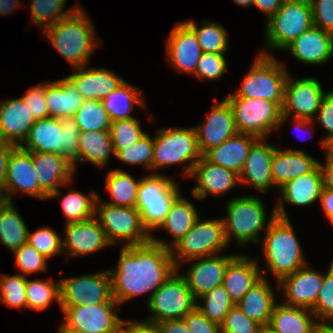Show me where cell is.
Segmentation results:
<instances>
[{"mask_svg": "<svg viewBox=\"0 0 333 333\" xmlns=\"http://www.w3.org/2000/svg\"><path fill=\"white\" fill-rule=\"evenodd\" d=\"M311 311L318 322H333V260L328 272L323 274L322 286Z\"/></svg>", "mask_w": 333, "mask_h": 333, "instance_id": "51", "label": "cell"}, {"mask_svg": "<svg viewBox=\"0 0 333 333\" xmlns=\"http://www.w3.org/2000/svg\"><path fill=\"white\" fill-rule=\"evenodd\" d=\"M132 333H158L154 326L132 320Z\"/></svg>", "mask_w": 333, "mask_h": 333, "instance_id": "66", "label": "cell"}, {"mask_svg": "<svg viewBox=\"0 0 333 333\" xmlns=\"http://www.w3.org/2000/svg\"><path fill=\"white\" fill-rule=\"evenodd\" d=\"M20 0H0V15H9L17 6L21 5Z\"/></svg>", "mask_w": 333, "mask_h": 333, "instance_id": "65", "label": "cell"}, {"mask_svg": "<svg viewBox=\"0 0 333 333\" xmlns=\"http://www.w3.org/2000/svg\"><path fill=\"white\" fill-rule=\"evenodd\" d=\"M26 300L27 308L36 311L47 309L56 299L60 302V281L48 280H29L26 278Z\"/></svg>", "mask_w": 333, "mask_h": 333, "instance_id": "45", "label": "cell"}, {"mask_svg": "<svg viewBox=\"0 0 333 333\" xmlns=\"http://www.w3.org/2000/svg\"><path fill=\"white\" fill-rule=\"evenodd\" d=\"M264 140V138H258L252 144L239 174L241 184L252 185L257 191L263 193L274 186L271 161L276 149V145L266 143Z\"/></svg>", "mask_w": 333, "mask_h": 333, "instance_id": "25", "label": "cell"}, {"mask_svg": "<svg viewBox=\"0 0 333 333\" xmlns=\"http://www.w3.org/2000/svg\"><path fill=\"white\" fill-rule=\"evenodd\" d=\"M139 119L112 121L110 126L113 150H124L136 144L146 132L142 130Z\"/></svg>", "mask_w": 333, "mask_h": 333, "instance_id": "48", "label": "cell"}, {"mask_svg": "<svg viewBox=\"0 0 333 333\" xmlns=\"http://www.w3.org/2000/svg\"><path fill=\"white\" fill-rule=\"evenodd\" d=\"M45 96L49 117L58 119L73 117L84 100L66 77L46 82Z\"/></svg>", "mask_w": 333, "mask_h": 333, "instance_id": "33", "label": "cell"}, {"mask_svg": "<svg viewBox=\"0 0 333 333\" xmlns=\"http://www.w3.org/2000/svg\"><path fill=\"white\" fill-rule=\"evenodd\" d=\"M105 182L104 190L110 192L109 194L113 201L104 202L122 207L136 208L140 179L135 180L131 174L123 170L111 169L105 176Z\"/></svg>", "mask_w": 333, "mask_h": 333, "instance_id": "39", "label": "cell"}, {"mask_svg": "<svg viewBox=\"0 0 333 333\" xmlns=\"http://www.w3.org/2000/svg\"><path fill=\"white\" fill-rule=\"evenodd\" d=\"M58 329H59V331H58L59 333H82L80 331H76L74 329L67 327L64 323L61 324L60 328H58Z\"/></svg>", "mask_w": 333, "mask_h": 333, "instance_id": "71", "label": "cell"}, {"mask_svg": "<svg viewBox=\"0 0 333 333\" xmlns=\"http://www.w3.org/2000/svg\"><path fill=\"white\" fill-rule=\"evenodd\" d=\"M313 26L333 34V0H309Z\"/></svg>", "mask_w": 333, "mask_h": 333, "instance_id": "57", "label": "cell"}, {"mask_svg": "<svg viewBox=\"0 0 333 333\" xmlns=\"http://www.w3.org/2000/svg\"><path fill=\"white\" fill-rule=\"evenodd\" d=\"M19 191L40 200L48 199V196L39 187L31 151L17 146L12 151L7 166V201L12 202V195Z\"/></svg>", "mask_w": 333, "mask_h": 333, "instance_id": "20", "label": "cell"}, {"mask_svg": "<svg viewBox=\"0 0 333 333\" xmlns=\"http://www.w3.org/2000/svg\"><path fill=\"white\" fill-rule=\"evenodd\" d=\"M256 333H275L269 325L261 326Z\"/></svg>", "mask_w": 333, "mask_h": 333, "instance_id": "73", "label": "cell"}, {"mask_svg": "<svg viewBox=\"0 0 333 333\" xmlns=\"http://www.w3.org/2000/svg\"><path fill=\"white\" fill-rule=\"evenodd\" d=\"M325 94L320 81L315 77L292 79L288 74L278 128L286 124L292 113L295 118L313 120Z\"/></svg>", "mask_w": 333, "mask_h": 333, "instance_id": "14", "label": "cell"}, {"mask_svg": "<svg viewBox=\"0 0 333 333\" xmlns=\"http://www.w3.org/2000/svg\"><path fill=\"white\" fill-rule=\"evenodd\" d=\"M166 40L167 60L171 66L186 74L195 75L202 55L195 32L184 22H178Z\"/></svg>", "mask_w": 333, "mask_h": 333, "instance_id": "18", "label": "cell"}, {"mask_svg": "<svg viewBox=\"0 0 333 333\" xmlns=\"http://www.w3.org/2000/svg\"><path fill=\"white\" fill-rule=\"evenodd\" d=\"M184 22L195 32L202 52H227L229 48L228 35L225 28L221 25L218 23H212L208 20H203L200 23L201 25H198L193 20L188 19Z\"/></svg>", "mask_w": 333, "mask_h": 333, "instance_id": "42", "label": "cell"}, {"mask_svg": "<svg viewBox=\"0 0 333 333\" xmlns=\"http://www.w3.org/2000/svg\"><path fill=\"white\" fill-rule=\"evenodd\" d=\"M264 235L260 241L267 267L262 272L264 278L270 270L278 284L284 277L309 264L289 219L275 217L264 230Z\"/></svg>", "mask_w": 333, "mask_h": 333, "instance_id": "3", "label": "cell"}, {"mask_svg": "<svg viewBox=\"0 0 333 333\" xmlns=\"http://www.w3.org/2000/svg\"><path fill=\"white\" fill-rule=\"evenodd\" d=\"M199 216L200 215L198 214L194 204L187 199L182 198L180 194L173 201L167 216L157 228L165 229L170 236H173L174 240H172V243H168L151 235V241L170 250L189 232L190 228L194 225Z\"/></svg>", "mask_w": 333, "mask_h": 333, "instance_id": "31", "label": "cell"}, {"mask_svg": "<svg viewBox=\"0 0 333 333\" xmlns=\"http://www.w3.org/2000/svg\"><path fill=\"white\" fill-rule=\"evenodd\" d=\"M313 333H333V322H318Z\"/></svg>", "mask_w": 333, "mask_h": 333, "instance_id": "68", "label": "cell"}, {"mask_svg": "<svg viewBox=\"0 0 333 333\" xmlns=\"http://www.w3.org/2000/svg\"><path fill=\"white\" fill-rule=\"evenodd\" d=\"M31 158L39 187L48 197L61 186H68L76 173L72 162L61 154L31 152Z\"/></svg>", "mask_w": 333, "mask_h": 333, "instance_id": "24", "label": "cell"}, {"mask_svg": "<svg viewBox=\"0 0 333 333\" xmlns=\"http://www.w3.org/2000/svg\"><path fill=\"white\" fill-rule=\"evenodd\" d=\"M111 155H115L110 131L80 132L78 142V162H90L97 167H105Z\"/></svg>", "mask_w": 333, "mask_h": 333, "instance_id": "37", "label": "cell"}, {"mask_svg": "<svg viewBox=\"0 0 333 333\" xmlns=\"http://www.w3.org/2000/svg\"><path fill=\"white\" fill-rule=\"evenodd\" d=\"M20 147L26 151L56 153L63 156L60 119L48 117L36 120Z\"/></svg>", "mask_w": 333, "mask_h": 333, "instance_id": "34", "label": "cell"}, {"mask_svg": "<svg viewBox=\"0 0 333 333\" xmlns=\"http://www.w3.org/2000/svg\"><path fill=\"white\" fill-rule=\"evenodd\" d=\"M6 202H7L6 196L0 193V209L5 205Z\"/></svg>", "mask_w": 333, "mask_h": 333, "instance_id": "74", "label": "cell"}, {"mask_svg": "<svg viewBox=\"0 0 333 333\" xmlns=\"http://www.w3.org/2000/svg\"><path fill=\"white\" fill-rule=\"evenodd\" d=\"M17 145L7 142H0V193L6 196L7 166L12 151Z\"/></svg>", "mask_w": 333, "mask_h": 333, "instance_id": "60", "label": "cell"}, {"mask_svg": "<svg viewBox=\"0 0 333 333\" xmlns=\"http://www.w3.org/2000/svg\"><path fill=\"white\" fill-rule=\"evenodd\" d=\"M323 147L326 150V161H333V136L323 140Z\"/></svg>", "mask_w": 333, "mask_h": 333, "instance_id": "67", "label": "cell"}, {"mask_svg": "<svg viewBox=\"0 0 333 333\" xmlns=\"http://www.w3.org/2000/svg\"><path fill=\"white\" fill-rule=\"evenodd\" d=\"M154 138L147 133L134 145L124 150H114L117 159L128 164L143 165L152 171Z\"/></svg>", "mask_w": 333, "mask_h": 333, "instance_id": "49", "label": "cell"}, {"mask_svg": "<svg viewBox=\"0 0 333 333\" xmlns=\"http://www.w3.org/2000/svg\"><path fill=\"white\" fill-rule=\"evenodd\" d=\"M319 166L322 173L323 179V188H329L333 190V161H326L325 164H322L319 161Z\"/></svg>", "mask_w": 333, "mask_h": 333, "instance_id": "64", "label": "cell"}, {"mask_svg": "<svg viewBox=\"0 0 333 333\" xmlns=\"http://www.w3.org/2000/svg\"><path fill=\"white\" fill-rule=\"evenodd\" d=\"M35 121L21 97L0 102V142L20 146Z\"/></svg>", "mask_w": 333, "mask_h": 333, "instance_id": "28", "label": "cell"}, {"mask_svg": "<svg viewBox=\"0 0 333 333\" xmlns=\"http://www.w3.org/2000/svg\"><path fill=\"white\" fill-rule=\"evenodd\" d=\"M320 202L322 209L325 212V216L333 225V190L329 188H323Z\"/></svg>", "mask_w": 333, "mask_h": 333, "instance_id": "63", "label": "cell"}, {"mask_svg": "<svg viewBox=\"0 0 333 333\" xmlns=\"http://www.w3.org/2000/svg\"><path fill=\"white\" fill-rule=\"evenodd\" d=\"M179 185L160 173H151L140 179L136 209L149 231L157 230L164 221L173 201L182 194Z\"/></svg>", "mask_w": 333, "mask_h": 333, "instance_id": "9", "label": "cell"}, {"mask_svg": "<svg viewBox=\"0 0 333 333\" xmlns=\"http://www.w3.org/2000/svg\"><path fill=\"white\" fill-rule=\"evenodd\" d=\"M95 218L103 228L106 238L112 245L122 241L123 246L141 245L151 241L141 213L136 208L122 207L102 202L99 196L95 201Z\"/></svg>", "mask_w": 333, "mask_h": 333, "instance_id": "8", "label": "cell"}, {"mask_svg": "<svg viewBox=\"0 0 333 333\" xmlns=\"http://www.w3.org/2000/svg\"><path fill=\"white\" fill-rule=\"evenodd\" d=\"M137 87L128 84L125 80L113 92L107 95L102 103L109 115L110 121L127 120L136 118L131 115L135 111L137 104L139 107L145 108L144 98L139 94Z\"/></svg>", "mask_w": 333, "mask_h": 333, "instance_id": "38", "label": "cell"}, {"mask_svg": "<svg viewBox=\"0 0 333 333\" xmlns=\"http://www.w3.org/2000/svg\"><path fill=\"white\" fill-rule=\"evenodd\" d=\"M60 125L63 134V156L72 162L76 170L80 130L74 117L60 118Z\"/></svg>", "mask_w": 333, "mask_h": 333, "instance_id": "55", "label": "cell"}, {"mask_svg": "<svg viewBox=\"0 0 333 333\" xmlns=\"http://www.w3.org/2000/svg\"><path fill=\"white\" fill-rule=\"evenodd\" d=\"M262 278L236 304L250 319L260 326H267L271 320L272 310L276 303L274 289Z\"/></svg>", "mask_w": 333, "mask_h": 333, "instance_id": "36", "label": "cell"}, {"mask_svg": "<svg viewBox=\"0 0 333 333\" xmlns=\"http://www.w3.org/2000/svg\"><path fill=\"white\" fill-rule=\"evenodd\" d=\"M60 306H87L117 302L112 295L109 270L60 280Z\"/></svg>", "mask_w": 333, "mask_h": 333, "instance_id": "13", "label": "cell"}, {"mask_svg": "<svg viewBox=\"0 0 333 333\" xmlns=\"http://www.w3.org/2000/svg\"><path fill=\"white\" fill-rule=\"evenodd\" d=\"M312 26L313 19L309 0H285L274 15L266 20L265 46L267 50L261 54L272 56L271 50L273 49L285 50Z\"/></svg>", "mask_w": 333, "mask_h": 333, "instance_id": "7", "label": "cell"}, {"mask_svg": "<svg viewBox=\"0 0 333 333\" xmlns=\"http://www.w3.org/2000/svg\"><path fill=\"white\" fill-rule=\"evenodd\" d=\"M221 333H256L261 327L235 304L220 324Z\"/></svg>", "mask_w": 333, "mask_h": 333, "instance_id": "54", "label": "cell"}, {"mask_svg": "<svg viewBox=\"0 0 333 333\" xmlns=\"http://www.w3.org/2000/svg\"><path fill=\"white\" fill-rule=\"evenodd\" d=\"M118 302L87 306H60L65 315L64 324L82 333H113L127 320L121 319L116 310Z\"/></svg>", "mask_w": 333, "mask_h": 333, "instance_id": "15", "label": "cell"}, {"mask_svg": "<svg viewBox=\"0 0 333 333\" xmlns=\"http://www.w3.org/2000/svg\"><path fill=\"white\" fill-rule=\"evenodd\" d=\"M293 118V122H295L294 124V126L296 127V128H303V127H310L309 125L312 123V125H314L315 126V122L313 121V120H309V119H305V118H295V117H292ZM295 128V129H296Z\"/></svg>", "mask_w": 333, "mask_h": 333, "instance_id": "69", "label": "cell"}, {"mask_svg": "<svg viewBox=\"0 0 333 333\" xmlns=\"http://www.w3.org/2000/svg\"><path fill=\"white\" fill-rule=\"evenodd\" d=\"M263 278L257 260L237 254L228 264L222 285L234 304Z\"/></svg>", "mask_w": 333, "mask_h": 333, "instance_id": "29", "label": "cell"}, {"mask_svg": "<svg viewBox=\"0 0 333 333\" xmlns=\"http://www.w3.org/2000/svg\"><path fill=\"white\" fill-rule=\"evenodd\" d=\"M227 246L222 218L201 221L198 217L189 232L170 251L179 270L186 261L218 255Z\"/></svg>", "mask_w": 333, "mask_h": 333, "instance_id": "10", "label": "cell"}, {"mask_svg": "<svg viewBox=\"0 0 333 333\" xmlns=\"http://www.w3.org/2000/svg\"><path fill=\"white\" fill-rule=\"evenodd\" d=\"M178 272L176 270L150 297L147 308L151 315L141 323L153 326L165 320L181 319L196 306L185 278Z\"/></svg>", "mask_w": 333, "mask_h": 333, "instance_id": "11", "label": "cell"}, {"mask_svg": "<svg viewBox=\"0 0 333 333\" xmlns=\"http://www.w3.org/2000/svg\"><path fill=\"white\" fill-rule=\"evenodd\" d=\"M313 121L318 122L317 124H321L328 133L327 136L320 141L321 146H323V140L333 136V90L323 96L320 108Z\"/></svg>", "mask_w": 333, "mask_h": 333, "instance_id": "59", "label": "cell"}, {"mask_svg": "<svg viewBox=\"0 0 333 333\" xmlns=\"http://www.w3.org/2000/svg\"><path fill=\"white\" fill-rule=\"evenodd\" d=\"M15 264L22 275H30L35 272H47V258L36 251L28 242L13 252Z\"/></svg>", "mask_w": 333, "mask_h": 333, "instance_id": "52", "label": "cell"}, {"mask_svg": "<svg viewBox=\"0 0 333 333\" xmlns=\"http://www.w3.org/2000/svg\"><path fill=\"white\" fill-rule=\"evenodd\" d=\"M64 225L62 250L66 260L74 256L93 254L111 245L95 217L87 221L69 222Z\"/></svg>", "mask_w": 333, "mask_h": 333, "instance_id": "16", "label": "cell"}, {"mask_svg": "<svg viewBox=\"0 0 333 333\" xmlns=\"http://www.w3.org/2000/svg\"><path fill=\"white\" fill-rule=\"evenodd\" d=\"M267 220L263 201L257 196H238L226 204L227 216L222 217L226 242L235 238L238 246L245 247L247 243L259 244V234L276 217L275 210Z\"/></svg>", "mask_w": 333, "mask_h": 333, "instance_id": "4", "label": "cell"}, {"mask_svg": "<svg viewBox=\"0 0 333 333\" xmlns=\"http://www.w3.org/2000/svg\"><path fill=\"white\" fill-rule=\"evenodd\" d=\"M45 83L30 87L21 98L27 104L35 120L49 117L48 106L45 100Z\"/></svg>", "mask_w": 333, "mask_h": 333, "instance_id": "56", "label": "cell"}, {"mask_svg": "<svg viewBox=\"0 0 333 333\" xmlns=\"http://www.w3.org/2000/svg\"><path fill=\"white\" fill-rule=\"evenodd\" d=\"M288 69L284 63L269 55L258 53L241 87L227 97H246L275 102L281 109L284 103Z\"/></svg>", "mask_w": 333, "mask_h": 333, "instance_id": "5", "label": "cell"}, {"mask_svg": "<svg viewBox=\"0 0 333 333\" xmlns=\"http://www.w3.org/2000/svg\"><path fill=\"white\" fill-rule=\"evenodd\" d=\"M28 243L47 259L62 255V239L55 230L43 227L35 232L28 231Z\"/></svg>", "mask_w": 333, "mask_h": 333, "instance_id": "50", "label": "cell"}, {"mask_svg": "<svg viewBox=\"0 0 333 333\" xmlns=\"http://www.w3.org/2000/svg\"><path fill=\"white\" fill-rule=\"evenodd\" d=\"M200 299L205 304L202 305L196 302L197 308L206 318L218 324L223 322L229 310L235 305L223 285L216 286L198 300Z\"/></svg>", "mask_w": 333, "mask_h": 333, "instance_id": "46", "label": "cell"}, {"mask_svg": "<svg viewBox=\"0 0 333 333\" xmlns=\"http://www.w3.org/2000/svg\"><path fill=\"white\" fill-rule=\"evenodd\" d=\"M317 323L311 309L275 303L269 326L275 333H313Z\"/></svg>", "mask_w": 333, "mask_h": 333, "instance_id": "35", "label": "cell"}, {"mask_svg": "<svg viewBox=\"0 0 333 333\" xmlns=\"http://www.w3.org/2000/svg\"><path fill=\"white\" fill-rule=\"evenodd\" d=\"M323 274L309 268L307 264L284 277L277 284L278 290L283 291V303L312 309L322 286Z\"/></svg>", "mask_w": 333, "mask_h": 333, "instance_id": "21", "label": "cell"}, {"mask_svg": "<svg viewBox=\"0 0 333 333\" xmlns=\"http://www.w3.org/2000/svg\"><path fill=\"white\" fill-rule=\"evenodd\" d=\"M155 134L152 170L187 162L182 173L185 178L190 177L194 165L202 157L195 127H165L158 129Z\"/></svg>", "mask_w": 333, "mask_h": 333, "instance_id": "6", "label": "cell"}, {"mask_svg": "<svg viewBox=\"0 0 333 333\" xmlns=\"http://www.w3.org/2000/svg\"><path fill=\"white\" fill-rule=\"evenodd\" d=\"M285 0H253L252 6L260 9L268 20L281 7Z\"/></svg>", "mask_w": 333, "mask_h": 333, "instance_id": "62", "label": "cell"}, {"mask_svg": "<svg viewBox=\"0 0 333 333\" xmlns=\"http://www.w3.org/2000/svg\"><path fill=\"white\" fill-rule=\"evenodd\" d=\"M60 188L53 192L48 199L61 197L63 215L66 223L83 222L95 217V201L99 196L95 191L90 195H85L79 191L72 190L67 194L61 195Z\"/></svg>", "mask_w": 333, "mask_h": 333, "instance_id": "41", "label": "cell"}, {"mask_svg": "<svg viewBox=\"0 0 333 333\" xmlns=\"http://www.w3.org/2000/svg\"><path fill=\"white\" fill-rule=\"evenodd\" d=\"M26 276L2 274L0 277V302L10 308L27 309Z\"/></svg>", "mask_w": 333, "mask_h": 333, "instance_id": "47", "label": "cell"}, {"mask_svg": "<svg viewBox=\"0 0 333 333\" xmlns=\"http://www.w3.org/2000/svg\"><path fill=\"white\" fill-rule=\"evenodd\" d=\"M318 165L319 161L305 150H282L276 147L271 161L274 187L279 189L291 179L312 172Z\"/></svg>", "mask_w": 333, "mask_h": 333, "instance_id": "30", "label": "cell"}, {"mask_svg": "<svg viewBox=\"0 0 333 333\" xmlns=\"http://www.w3.org/2000/svg\"><path fill=\"white\" fill-rule=\"evenodd\" d=\"M153 326L158 333H192L183 318L165 320Z\"/></svg>", "mask_w": 333, "mask_h": 333, "instance_id": "61", "label": "cell"}, {"mask_svg": "<svg viewBox=\"0 0 333 333\" xmlns=\"http://www.w3.org/2000/svg\"><path fill=\"white\" fill-rule=\"evenodd\" d=\"M190 176L197 181L192 194L198 200L205 199L208 194L215 197L224 195L240 184L239 174L211 163L204 156L196 162Z\"/></svg>", "mask_w": 333, "mask_h": 333, "instance_id": "22", "label": "cell"}, {"mask_svg": "<svg viewBox=\"0 0 333 333\" xmlns=\"http://www.w3.org/2000/svg\"><path fill=\"white\" fill-rule=\"evenodd\" d=\"M73 117L80 132L110 131L111 121L101 100H83Z\"/></svg>", "mask_w": 333, "mask_h": 333, "instance_id": "44", "label": "cell"}, {"mask_svg": "<svg viewBox=\"0 0 333 333\" xmlns=\"http://www.w3.org/2000/svg\"><path fill=\"white\" fill-rule=\"evenodd\" d=\"M233 1L234 3L247 8H249L253 4V0H233Z\"/></svg>", "mask_w": 333, "mask_h": 333, "instance_id": "72", "label": "cell"}, {"mask_svg": "<svg viewBox=\"0 0 333 333\" xmlns=\"http://www.w3.org/2000/svg\"><path fill=\"white\" fill-rule=\"evenodd\" d=\"M67 0H32L29 10L31 12V22L37 25H42V29H46L55 25L59 20L72 15L81 5L65 10Z\"/></svg>", "mask_w": 333, "mask_h": 333, "instance_id": "43", "label": "cell"}, {"mask_svg": "<svg viewBox=\"0 0 333 333\" xmlns=\"http://www.w3.org/2000/svg\"><path fill=\"white\" fill-rule=\"evenodd\" d=\"M225 99L232 108L238 133L265 139L278 129L282 109L275 102L246 97Z\"/></svg>", "mask_w": 333, "mask_h": 333, "instance_id": "12", "label": "cell"}, {"mask_svg": "<svg viewBox=\"0 0 333 333\" xmlns=\"http://www.w3.org/2000/svg\"><path fill=\"white\" fill-rule=\"evenodd\" d=\"M236 255H223L222 253L186 261V264L187 262H192V264L187 272L185 274L181 273V275L185 278L196 301L216 286L222 285L225 270Z\"/></svg>", "mask_w": 333, "mask_h": 333, "instance_id": "17", "label": "cell"}, {"mask_svg": "<svg viewBox=\"0 0 333 333\" xmlns=\"http://www.w3.org/2000/svg\"><path fill=\"white\" fill-rule=\"evenodd\" d=\"M324 184L320 166L318 165L312 172L291 179L277 191H280L281 199L275 204L276 217L289 219L284 203L296 206H308L321 197Z\"/></svg>", "mask_w": 333, "mask_h": 333, "instance_id": "23", "label": "cell"}, {"mask_svg": "<svg viewBox=\"0 0 333 333\" xmlns=\"http://www.w3.org/2000/svg\"><path fill=\"white\" fill-rule=\"evenodd\" d=\"M28 227L24 222L13 201H7L0 209V244L13 253L24 243L28 242Z\"/></svg>", "mask_w": 333, "mask_h": 333, "instance_id": "40", "label": "cell"}, {"mask_svg": "<svg viewBox=\"0 0 333 333\" xmlns=\"http://www.w3.org/2000/svg\"><path fill=\"white\" fill-rule=\"evenodd\" d=\"M285 50L307 65H323L333 57V34L312 26Z\"/></svg>", "mask_w": 333, "mask_h": 333, "instance_id": "27", "label": "cell"}, {"mask_svg": "<svg viewBox=\"0 0 333 333\" xmlns=\"http://www.w3.org/2000/svg\"><path fill=\"white\" fill-rule=\"evenodd\" d=\"M225 53L202 52L195 71V76L200 79L219 80L227 69Z\"/></svg>", "mask_w": 333, "mask_h": 333, "instance_id": "53", "label": "cell"}, {"mask_svg": "<svg viewBox=\"0 0 333 333\" xmlns=\"http://www.w3.org/2000/svg\"><path fill=\"white\" fill-rule=\"evenodd\" d=\"M113 333H132V320H128L123 323L116 331Z\"/></svg>", "mask_w": 333, "mask_h": 333, "instance_id": "70", "label": "cell"}, {"mask_svg": "<svg viewBox=\"0 0 333 333\" xmlns=\"http://www.w3.org/2000/svg\"><path fill=\"white\" fill-rule=\"evenodd\" d=\"M198 146L202 156L211 148L221 145L238 133L232 108L226 99L212 105L201 125L195 126Z\"/></svg>", "mask_w": 333, "mask_h": 333, "instance_id": "19", "label": "cell"}, {"mask_svg": "<svg viewBox=\"0 0 333 333\" xmlns=\"http://www.w3.org/2000/svg\"><path fill=\"white\" fill-rule=\"evenodd\" d=\"M89 16L80 6L72 15L59 20L45 30V37L73 68L86 66L91 54L99 47L96 30Z\"/></svg>", "mask_w": 333, "mask_h": 333, "instance_id": "2", "label": "cell"}, {"mask_svg": "<svg viewBox=\"0 0 333 333\" xmlns=\"http://www.w3.org/2000/svg\"><path fill=\"white\" fill-rule=\"evenodd\" d=\"M183 319L192 333H221L220 324L206 318L197 306L186 314Z\"/></svg>", "mask_w": 333, "mask_h": 333, "instance_id": "58", "label": "cell"}, {"mask_svg": "<svg viewBox=\"0 0 333 333\" xmlns=\"http://www.w3.org/2000/svg\"><path fill=\"white\" fill-rule=\"evenodd\" d=\"M257 139L249 134L236 133L221 145L211 148L203 156L211 163L240 174L250 147Z\"/></svg>", "mask_w": 333, "mask_h": 333, "instance_id": "32", "label": "cell"}, {"mask_svg": "<svg viewBox=\"0 0 333 333\" xmlns=\"http://www.w3.org/2000/svg\"><path fill=\"white\" fill-rule=\"evenodd\" d=\"M66 78L73 84L84 100H103L124 81L110 69L82 66Z\"/></svg>", "mask_w": 333, "mask_h": 333, "instance_id": "26", "label": "cell"}, {"mask_svg": "<svg viewBox=\"0 0 333 333\" xmlns=\"http://www.w3.org/2000/svg\"><path fill=\"white\" fill-rule=\"evenodd\" d=\"M177 270L171 251L152 241L123 246L117 267L110 269L113 298L120 304L153 293Z\"/></svg>", "mask_w": 333, "mask_h": 333, "instance_id": "1", "label": "cell"}]
</instances>
